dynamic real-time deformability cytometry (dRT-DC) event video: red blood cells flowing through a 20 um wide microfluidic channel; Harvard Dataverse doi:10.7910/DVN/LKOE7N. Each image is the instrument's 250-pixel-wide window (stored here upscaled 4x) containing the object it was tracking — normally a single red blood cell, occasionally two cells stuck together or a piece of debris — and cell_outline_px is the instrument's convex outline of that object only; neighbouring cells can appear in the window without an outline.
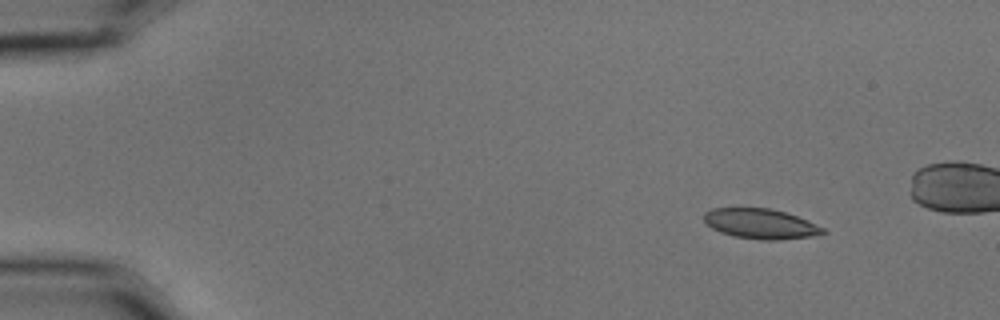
{"species": "common noctule bat (a hibernating species)", "species_latin": "Nyctalus noctula", "temperature_condition": "cold", "stored_images_in_passage": 5, "camera_frame_rate_fps": 3000, "um_per_image_px": 0.085, "animal": {"sex": "male", "body_mass_g": 15.6}, "frame": {"image": 1, "passage_image": 1, "time_ms": 0.0, "image_size_px": [1000, 320], "cell_outline_px": [[828, 232], [812, 236], [776, 240], [760, 240], [736, 236], [720, 232], [712, 228], [704, 220], [704, 212], [712, 208], [768, 208], [784, 212], [808, 220], [824, 228]], "centroid_in_image_um": [64.66, 19.02], "position_along_channel_um": 20.3, "area_um2": 20.69}}